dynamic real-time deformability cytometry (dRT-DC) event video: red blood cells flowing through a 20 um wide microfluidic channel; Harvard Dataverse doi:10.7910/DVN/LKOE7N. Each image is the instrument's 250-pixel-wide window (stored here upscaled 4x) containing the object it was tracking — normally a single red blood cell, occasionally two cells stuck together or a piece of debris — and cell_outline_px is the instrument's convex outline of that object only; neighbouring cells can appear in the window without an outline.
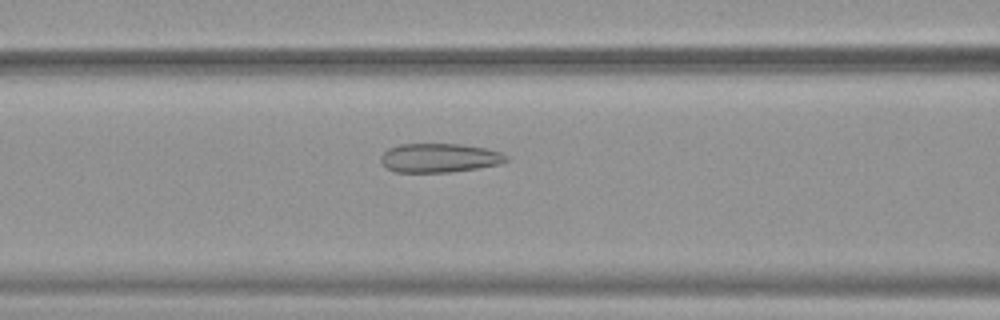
{"species": "common noctule bat (a hibernating species)", "species_latin": "Nyctalus noctula", "temperature_condition": "warm", "stored_images_in_passage": 48, "camera_frame_rate_fps": 3000, "um_per_image_px": 0.085, "animal": {"sex": "female", "body_mass_g": 19.9}, "frame": {"image": 1, "passage_image": 18, "time_ms": 5.667, "image_size_px": [1000, 320], "cell_outline_px": [[508, 160], [500, 164], [452, 172], [396, 172], [388, 168], [380, 160], [380, 156], [388, 148], [400, 144], [460, 144], [484, 148], [500, 152], [508, 156]], "centroid_in_image_um": [37.34, 13.42], "position_along_channel_um": 129.3, "area_um2": 21.1}}
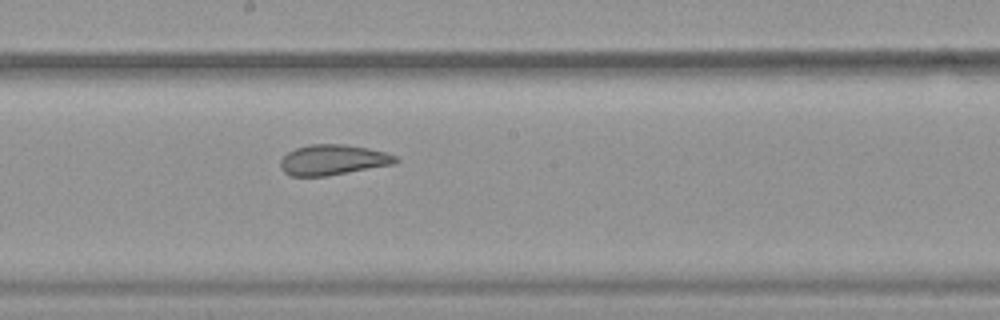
{"frame": {"image": 2, "passage_image": 25, "time_ms": 8.0, "image_size_px": [1000, 320], "cell_outline_px": [[400, 160], [396, 164], [328, 176], [292, 176], [284, 172], [280, 168], [280, 160], [288, 152], [296, 148], [308, 144], [344, 144], [368, 148], [384, 152], [396, 156]], "centroid_in_image_um": [28.31, 13.59], "position_along_channel_um": 219.9, "area_um2": 20.58}}
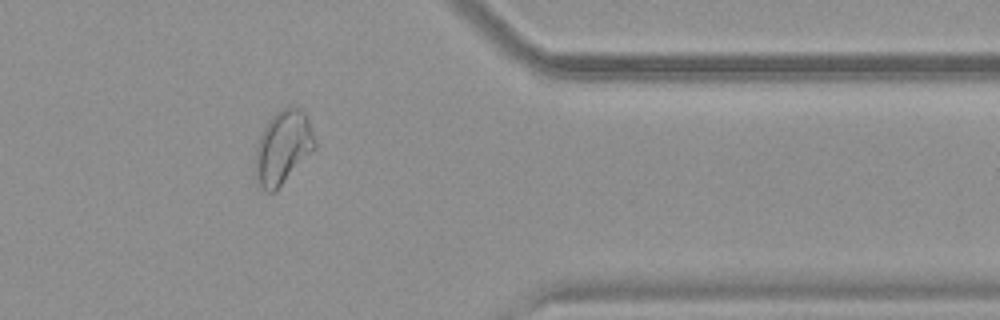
{"frame": {"image": 3, "passage_image": 39, "time_ms": 12.667, "image_size_px": [1000, 320], "cell_outline_px": [[316, 148], [276, 192], [268, 192], [256, 180], [256, 148], [260, 136], [268, 120], [276, 112], [284, 108], [300, 108], [308, 116], [316, 140]], "centroid_in_image_um": [24.09, 12.53], "position_along_channel_um": 387.3, "area_um2": 25.43}, "authors_computed_cell_mechanics": {"area_um2": 25.0852, "velocity_mm_per_s": 3.9045, "shape_relaxation_time_tau1_ms": null, "shape_relaxation_time_tau2_ms": 1.6699, "deformation_change_tau1": null, "deformation_change_tau2": 0.0893}}